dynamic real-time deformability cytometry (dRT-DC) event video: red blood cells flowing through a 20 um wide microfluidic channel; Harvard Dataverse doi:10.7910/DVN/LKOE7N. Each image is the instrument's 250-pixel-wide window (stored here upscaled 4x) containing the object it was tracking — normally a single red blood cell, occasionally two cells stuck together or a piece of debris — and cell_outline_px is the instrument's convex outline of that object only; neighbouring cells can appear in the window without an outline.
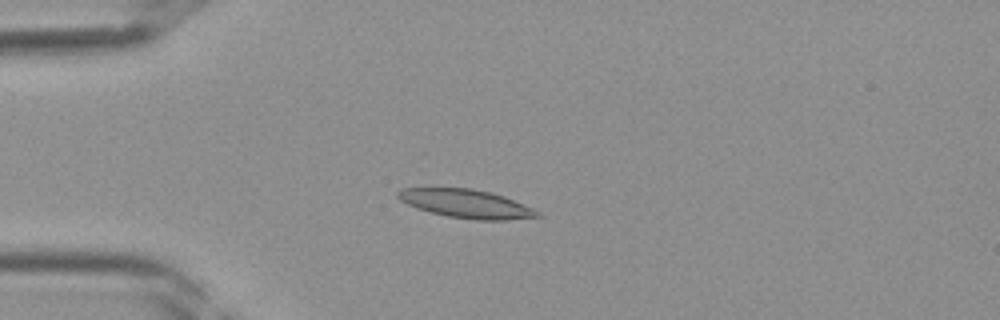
{"species": "Egyptian fruit bat (a non-hibernating species)", "species_latin": "Rousettus aegyptiacus", "temperature_condition": "room temperature", "stored_images_in_passage": 39, "camera_frame_rate_fps": 3000, "um_per_image_px": 0.085, "frame": {"image": 1, "passage_image": 10, "time_ms": 3.0, "image_size_px": [1000, 320], "cell_outline_px": [[544, 216], [504, 220], [476, 220], [448, 216], [416, 208], [400, 200], [396, 196], [396, 192], [400, 188], [472, 188], [504, 196], [532, 208], [540, 212]], "centroid_in_image_um": [39.62, 17.31], "position_along_channel_um": 45.4, "area_um2": 23.06}}
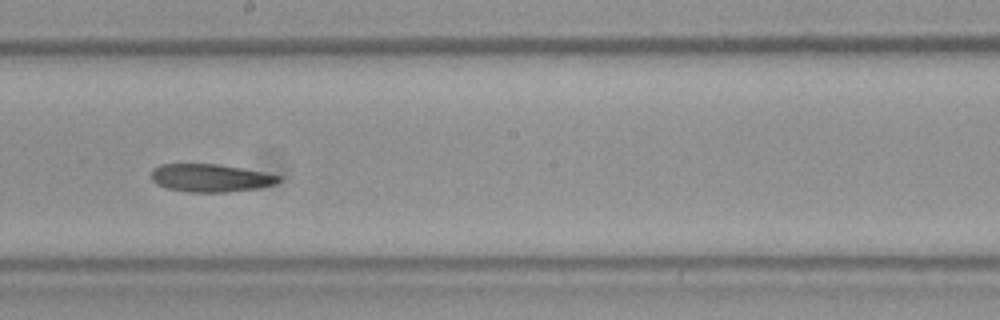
{"frame": {"image": 2, "passage_image": 22, "time_ms": 7.0, "image_size_px": [1000, 320], "cell_outline_px": [[280, 180], [276, 184], [260, 188], [228, 192], [188, 192], [168, 188], [156, 184], [152, 180], [152, 168], [160, 164], [220, 164], [264, 172], [280, 176]], "centroid_in_image_um": [17.9, 15.12], "position_along_channel_um": 230.3, "area_um2": 20.81}}
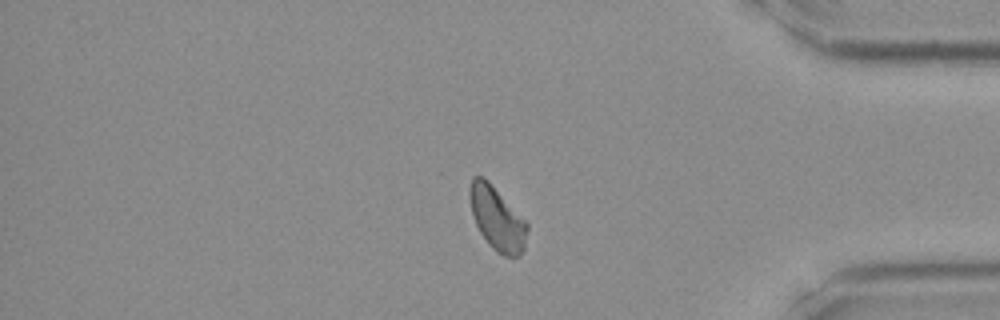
{"frame": {"image": 3, "passage_image": 33, "time_ms": 10.667, "image_size_px": [1000, 320], "cell_outline_px": [[528, 228], [524, 248], [520, 256], [504, 256], [496, 252], [488, 244], [480, 232], [472, 216], [468, 192], [468, 188], [472, 176], [480, 176], [488, 180], [528, 220]], "centroid_in_image_um": [42.26, 18.55], "position_along_channel_um": 392.9, "area_um2": 21.85}}